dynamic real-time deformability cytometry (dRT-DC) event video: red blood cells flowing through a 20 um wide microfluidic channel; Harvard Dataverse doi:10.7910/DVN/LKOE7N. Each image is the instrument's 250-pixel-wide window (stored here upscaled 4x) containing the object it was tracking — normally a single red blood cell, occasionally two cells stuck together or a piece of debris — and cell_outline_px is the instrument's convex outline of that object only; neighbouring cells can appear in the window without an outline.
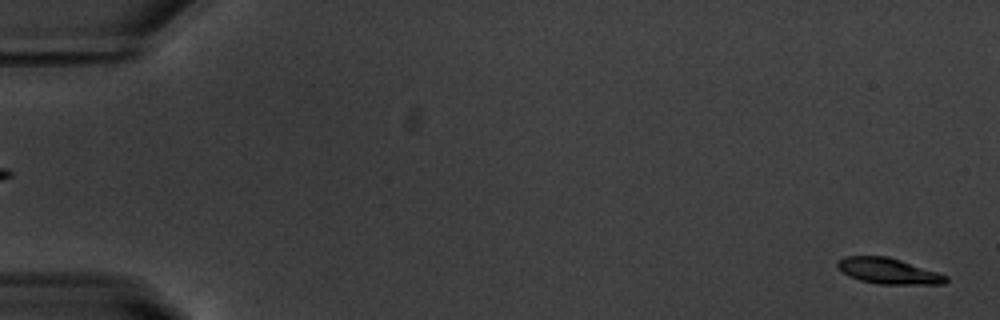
{"species": "common noctule bat (a hibernating species)", "species_latin": "Nyctalus noctula", "temperature_condition": "warm", "stored_images_in_passage": 54, "camera_frame_rate_fps": 3000, "um_per_image_px": 0.085, "animal": {"sex": "male", "body_mass_g": 20.1, "forearm_length_mm": 53.5}, "frame": {"image": 1, "passage_image": 1, "time_ms": 0.0, "image_size_px": [1000, 320], "cell_outline_px": [[948, 280], [944, 284], [880, 284], [860, 280], [836, 268], [836, 264], [844, 256], [888, 256], [940, 272], [948, 276]], "centroid_in_image_um": [75.56, 23.03], "position_along_channel_um": 9.4, "area_um2": 16.3}}
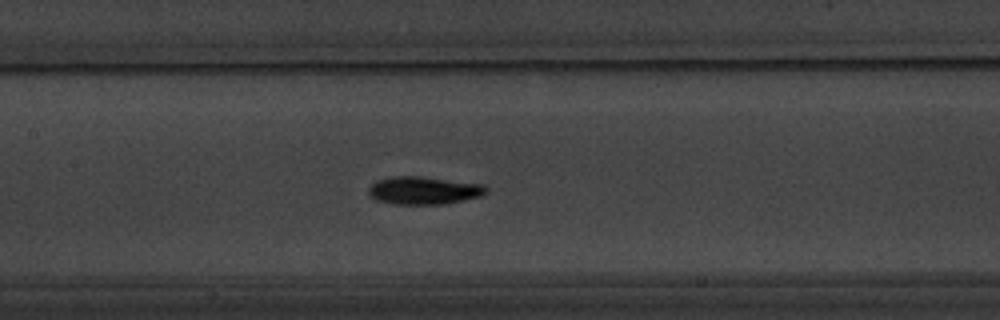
{"frame": {"image": 2, "passage_image": 26, "time_ms": 8.333, "image_size_px": [1000, 320], "cell_outline_px": [[488, 192], [480, 196], [464, 200], [444, 204], [392, 204], [376, 200], [368, 192], [368, 188], [376, 180], [396, 176], [420, 176], [484, 184], [488, 188]], "centroid_in_image_um": [36.04, 16.19], "position_along_channel_um": 171.4, "area_um2": 19.13}}
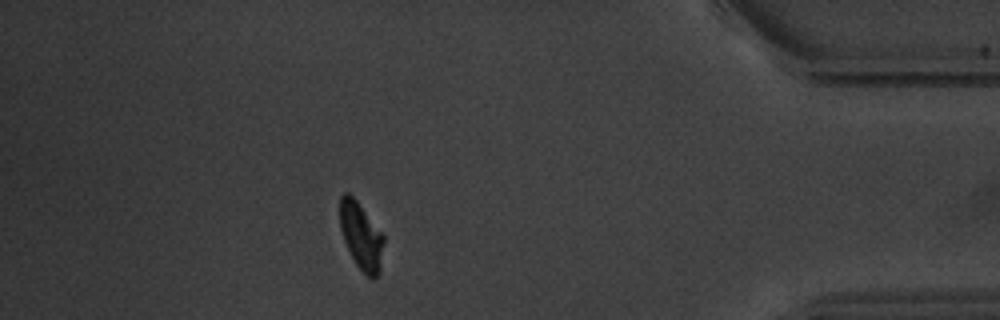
{"frame": {"image": 3, "passage_image": 48, "time_ms": 15.667, "image_size_px": [1000, 320], "cell_outline_px": [[384, 240], [380, 272], [372, 280], [356, 264], [344, 240], [340, 228], [340, 196], [344, 192], [348, 192], [356, 200], [384, 236]], "centroid_in_image_um": [30.69, 20.06], "position_along_channel_um": 404.5, "area_um2": 16.82}, "authors_computed_cell_mechanics": {"area_um2": 17.2533, "velocity_mm_per_s": 3.7418, "shape_relaxation_time_tau1_ms": 2.0413, "shape_relaxation_time_tau2_ms": 4.8516, "deformation_change_tau1": 0.1564, "deformation_change_tau2": 0.0942}}